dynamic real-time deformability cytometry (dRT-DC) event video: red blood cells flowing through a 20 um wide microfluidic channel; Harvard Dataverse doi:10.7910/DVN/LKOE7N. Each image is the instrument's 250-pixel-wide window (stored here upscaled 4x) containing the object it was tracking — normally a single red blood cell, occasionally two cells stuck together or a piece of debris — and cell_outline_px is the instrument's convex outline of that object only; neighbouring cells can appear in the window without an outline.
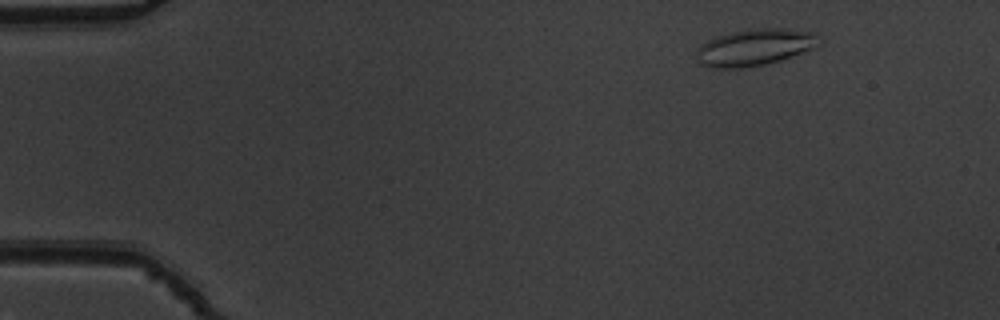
{"species": "common noctule bat (a hibernating species)", "species_latin": "Nyctalus noctula", "temperature_condition": "warm", "stored_images_in_passage": 50, "camera_frame_rate_fps": 3000, "um_per_image_px": 0.085, "animal": {"sex": "male", "body_mass_g": 19.5, "forearm_length_mm": 54.6}, "frame": {"image": 1, "passage_image": 3, "time_ms": 0.667, "image_size_px": [1000, 320], "cell_outline_px": [[820, 44], [792, 56], [780, 60], [764, 64], [740, 68], [708, 68], [700, 64], [696, 56], [696, 48], [708, 40], [716, 36], [732, 32], [756, 28], [780, 28], [816, 32]], "centroid_in_image_um": [64.1, 4.02], "position_along_channel_um": 20.9, "area_um2": 26.13}}
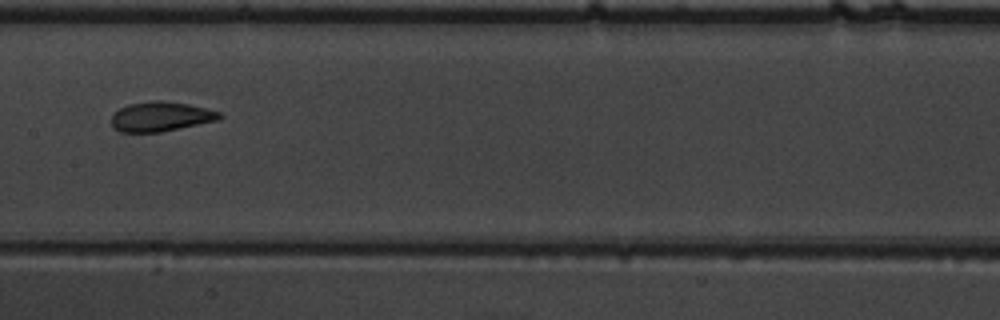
{"frame": {"image": 2, "passage_image": 24, "time_ms": 7.667, "image_size_px": [1000, 320], "cell_outline_px": [[224, 116], [216, 120], [160, 132], [120, 132], [112, 128], [112, 116], [120, 108], [128, 104], [152, 100], [160, 100], [188, 104], [220, 112]], "centroid_in_image_um": [13.63, 9.9], "position_along_channel_um": 193.8, "area_um2": 18.5}}
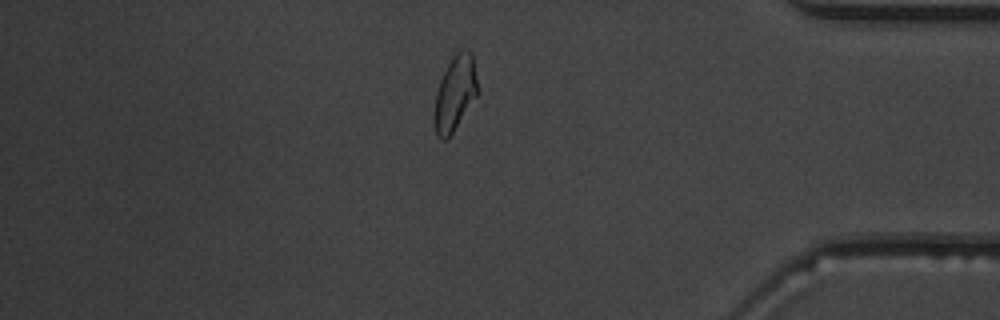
{"frame": {"image": 3, "passage_image": 42, "time_ms": 13.667, "image_size_px": [1000, 320], "cell_outline_px": [[480, 92], [452, 132], [444, 140], [440, 140], [436, 136], [432, 124], [432, 116], [436, 92], [440, 80], [452, 56], [460, 48], [468, 48], [472, 52]], "centroid_in_image_um": [38.67, 7.91], "position_along_channel_um": 396.5, "area_um2": 19.54}, "authors_computed_cell_mechanics": {"area_um2": 19.2763, "velocity_mm_per_s": 3.843, "shape_relaxation_time_tau1_ms": 8.2866, "shape_relaxation_time_tau2_ms": 1.1036, "deformation_change_tau1": 0.1704, "deformation_change_tau2": 0.0672}}